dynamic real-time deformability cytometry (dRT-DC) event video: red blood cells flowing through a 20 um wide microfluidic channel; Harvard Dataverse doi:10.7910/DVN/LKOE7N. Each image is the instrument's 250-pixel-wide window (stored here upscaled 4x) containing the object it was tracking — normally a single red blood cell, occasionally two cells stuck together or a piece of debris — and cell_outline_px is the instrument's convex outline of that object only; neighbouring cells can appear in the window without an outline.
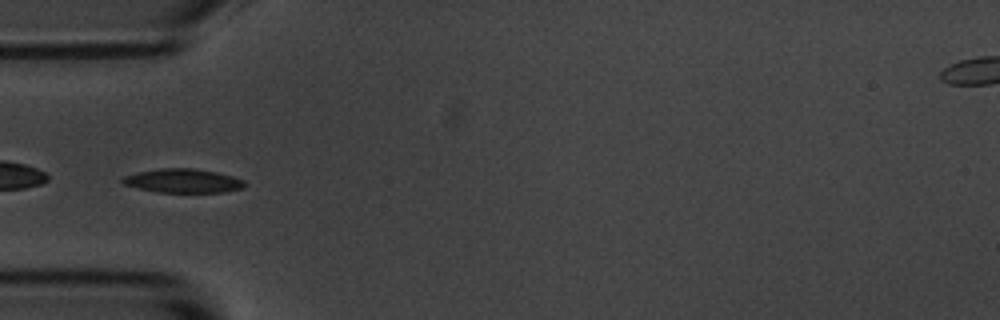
{"species": "common noctule bat (a hibernating species)", "species_latin": "Nyctalus noctula", "temperature_condition": "room temperature", "stored_images_in_passage": 39, "camera_frame_rate_fps": 3000, "um_per_image_px": 0.085, "animal": {"sex": "male", "body_mass_g": 20.1, "forearm_length_mm": 53.5}, "frame": {"image": 1, "passage_image": 1, "time_ms": 0.0, "image_size_px": [1000, 320], "cell_outline_px": [[248, 184], [244, 188], [224, 192], [156, 192], [124, 184], [120, 180], [124, 176], [136, 172], [160, 168], [192, 168], [216, 172], [232, 176], [244, 180]], "centroid_in_image_um": [15.58, 15.36], "position_along_channel_um": 69.4, "area_um2": 17.05}}
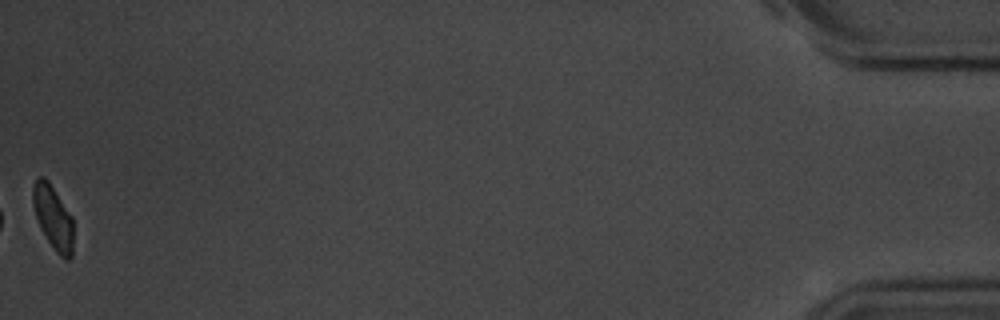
{"frame": {"image": 2, "passage_image": 39, "time_ms": 12.667, "image_size_px": [1000, 320], "cell_outline_px": [[72, 256], [68, 260], [64, 260], [56, 252], [40, 228], [32, 204], [32, 188], [36, 176], [44, 176], [48, 180], [72, 216]], "centroid_in_image_um": [4.49, 18.45], "position_along_channel_um": 430.7, "area_um2": 15.09}, "authors_computed_cell_mechanics": {"area_um2": 16.9354, "velocity_mm_per_s": 3.6184, "shape_relaxation_time_tau1_ms": 2.1071, "shape_relaxation_time_tau2_ms": 5.9239, "deformation_change_tau1": 0.1035, "deformation_change_tau2": 0.1029}}